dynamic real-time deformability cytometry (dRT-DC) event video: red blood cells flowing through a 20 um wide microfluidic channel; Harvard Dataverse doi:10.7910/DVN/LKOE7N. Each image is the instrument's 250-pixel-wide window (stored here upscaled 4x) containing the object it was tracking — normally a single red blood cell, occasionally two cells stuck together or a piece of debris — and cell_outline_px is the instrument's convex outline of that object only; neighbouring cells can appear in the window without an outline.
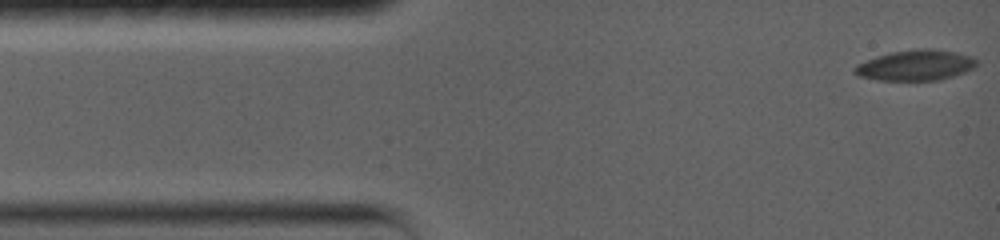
{"species": "common noctule bat (a hibernating species)", "species_latin": "Nyctalus noctula", "temperature_condition": "warm", "stored_images_in_passage": 41, "camera_frame_rate_fps": 5000, "um_per_image_px": 0.085, "animal": {"sex": "female", "body_mass_g": 19.0, "forearm_length_mm": 56.7}, "frame": {"image": 1, "passage_image": 1, "time_ms": 0.0, "image_size_px": [1000, 240], "cell_outline_px": [[980, 64], [964, 72], [940, 80], [876, 80], [856, 76], [852, 72], [852, 68], [856, 64], [876, 56], [892, 52], [916, 48], [932, 48], [956, 52], [968, 56], [976, 60]], "centroid_in_image_um": [77.77, 5.54], "position_along_channel_um": 7.2, "area_um2": 21.91}}
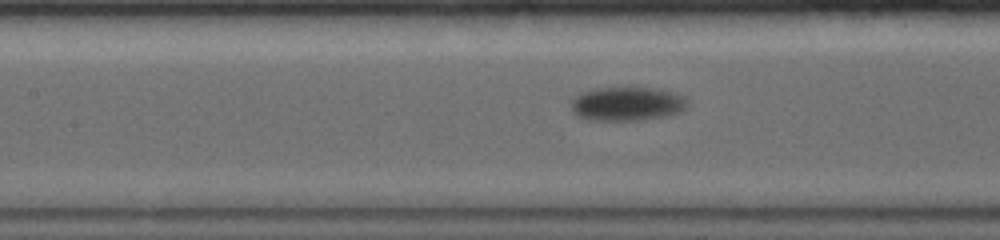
{"frame": {"image": 2, "passage_image": 24, "time_ms": 6.4, "image_size_px": [1000, 240], "cell_outline_px": [[688, 104], [684, 108], [676, 112], [656, 116], [628, 120], [592, 120], [580, 116], [572, 108], [572, 100], [576, 96], [584, 92], [596, 88], [652, 88], [676, 92], [684, 96], [688, 100]], "centroid_in_image_um": [53.31, 8.79], "position_along_channel_um": 154.1, "area_um2": 22.14}}
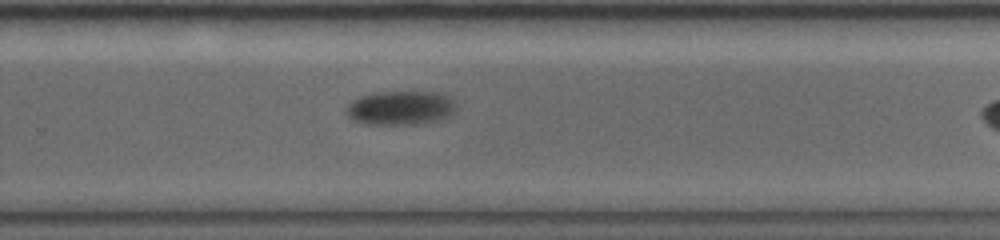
{"frame": {"image": 3, "passage_image": 40, "time_ms": 10.4, "image_size_px": [1000, 240], "cell_outline_px": [[456, 104], [448, 112], [440, 116], [424, 120], [360, 120], [352, 116], [348, 112], [348, 104], [352, 100], [360, 96], [372, 92], [444, 92], [456, 96]], "centroid_in_image_um": [34.11, 8.99], "position_along_channel_um": 295.7, "area_um2": 19.31}}